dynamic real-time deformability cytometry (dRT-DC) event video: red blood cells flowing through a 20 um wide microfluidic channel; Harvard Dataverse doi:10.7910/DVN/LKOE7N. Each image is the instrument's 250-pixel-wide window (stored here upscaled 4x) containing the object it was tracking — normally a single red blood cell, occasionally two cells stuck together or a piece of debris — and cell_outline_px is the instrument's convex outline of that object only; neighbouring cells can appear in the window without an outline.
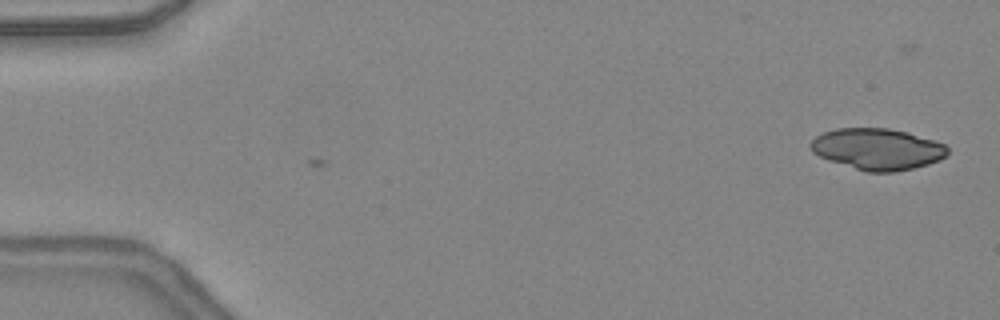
{"species": "common noctule bat (a hibernating species)", "species_latin": "Nyctalus noctula", "temperature_condition": "warm", "stored_images_in_passage": 2, "camera_frame_rate_fps": 3000, "um_per_image_px": 0.085, "animal": {"sex": "female", "body_mass_g": 24.6, "forearm_length_mm": 56.2}, "frame": {"image": 1, "passage_image": 2, "time_ms": 0.333, "image_size_px": [1000, 320], "cell_outline_px": [[948, 152], [940, 160], [928, 164], [896, 172], [868, 172], [828, 160], [812, 152], [808, 144], [816, 136], [824, 132], [836, 128], [888, 128], [908, 132], [936, 140], [944, 144], [948, 148]], "centroid_in_image_um": [74.58, 12.66], "position_along_channel_um": 10.4, "area_um2": 33.06}}